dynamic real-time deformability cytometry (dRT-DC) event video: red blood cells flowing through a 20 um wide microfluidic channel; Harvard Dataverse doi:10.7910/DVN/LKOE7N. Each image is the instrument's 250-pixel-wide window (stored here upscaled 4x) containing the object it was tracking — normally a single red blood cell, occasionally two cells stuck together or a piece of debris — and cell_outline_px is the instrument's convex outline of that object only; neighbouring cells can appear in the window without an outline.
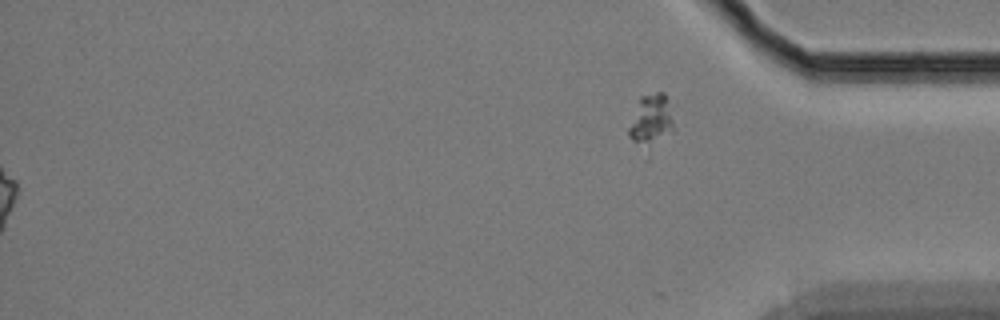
{"species": "Egyptian fruit bat (a non-hibernating species)", "species_latin": "Rousettus aegyptiacus", "temperature_condition": "cold", "stored_images_in_passage": 61, "segment_of_instrument_passage": [2, 2], "camera_frame_rate_fps": 3000, "um_per_image_px": 0.085, "animal": {"sex": "female"}, "frame": {"image": 1, "passage_image": 61, "time_ms": 20.0, "image_size_px": [1000, 320], "cell_outline_px": [[672, 128], [648, 140], [632, 140], [628, 136], [628, 128], [640, 96], [656, 92], [664, 92], [672, 120]], "centroid_in_image_um": [55.27, 9.98], "position_along_channel_um": 379.9, "area_um2": 11.39}}